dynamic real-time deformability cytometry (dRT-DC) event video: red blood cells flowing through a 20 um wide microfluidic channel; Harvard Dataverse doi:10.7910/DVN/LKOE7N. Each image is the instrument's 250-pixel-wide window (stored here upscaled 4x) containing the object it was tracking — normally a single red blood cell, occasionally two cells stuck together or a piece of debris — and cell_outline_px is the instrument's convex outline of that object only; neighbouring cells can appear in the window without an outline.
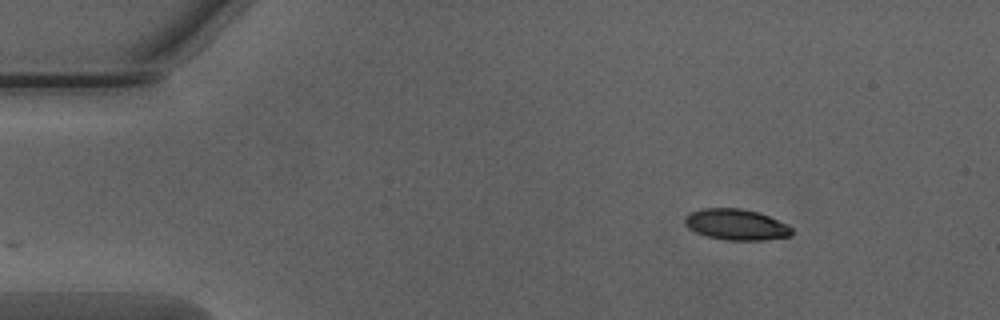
{"species": "Egyptian fruit bat (a non-hibernating species)", "species_latin": "Rousettus aegyptiacus", "temperature_condition": "warm", "stored_images_in_passage": 45, "camera_frame_rate_fps": 3000, "um_per_image_px": 0.085, "animal": {"sex": "male"}, "frame": {"image": 1, "passage_image": 1, "time_ms": 0.0, "image_size_px": [1000, 320], "cell_outline_px": [[792, 236], [764, 240], [728, 240], [708, 236], [696, 232], [688, 228], [684, 224], [684, 216], [688, 212], [704, 208], [740, 208], [756, 212], [768, 216], [788, 224], [792, 228]], "centroid_in_image_um": [62.56, 19.08], "position_along_channel_um": 22.4, "area_um2": 19.36}}
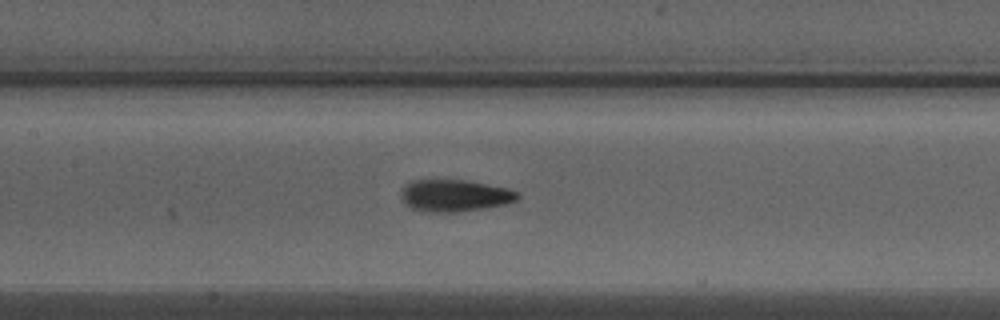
{"frame": {"image": 2, "passage_image": 18, "time_ms": 5.667, "image_size_px": [1000, 320], "cell_outline_px": [[520, 196], [516, 200], [504, 204], [484, 208], [460, 212], [424, 212], [412, 208], [404, 204], [400, 200], [400, 192], [404, 184], [412, 180], [468, 180], [508, 188], [520, 192]], "centroid_in_image_um": [38.61, 16.62], "position_along_channel_um": 168.8, "area_um2": 22.08}}
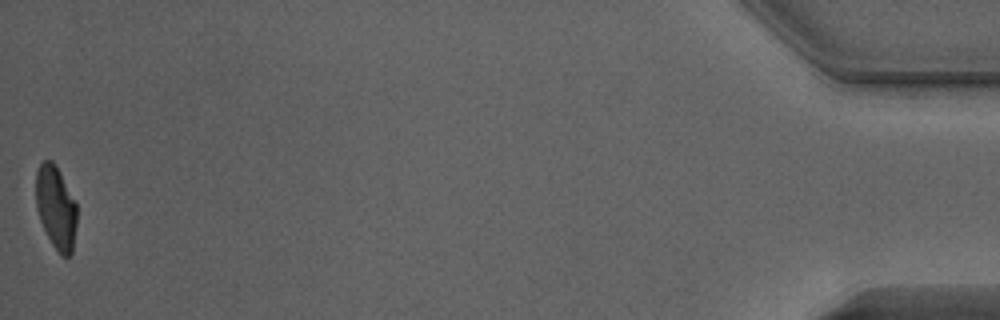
{"frame": {"image": 3, "passage_image": 45, "time_ms": 14.667, "image_size_px": [1000, 320], "cell_outline_px": [[76, 224], [72, 252], [68, 256], [60, 256], [52, 244], [40, 220], [36, 208], [36, 172], [40, 164], [44, 160], [52, 160], [76, 204]], "centroid_in_image_um": [4.73, 17.67], "position_along_channel_um": 430.5, "area_um2": 19.42}, "authors_computed_cell_mechanics": {"area_um2": 21.4438, "velocity_mm_per_s": 4.0321, "shape_relaxation_time_tau1_ms": 3.494, "shape_relaxation_time_tau2_ms": 1.2816, "deformation_change_tau1": 0.1609, "deformation_change_tau2": 0.0779}}